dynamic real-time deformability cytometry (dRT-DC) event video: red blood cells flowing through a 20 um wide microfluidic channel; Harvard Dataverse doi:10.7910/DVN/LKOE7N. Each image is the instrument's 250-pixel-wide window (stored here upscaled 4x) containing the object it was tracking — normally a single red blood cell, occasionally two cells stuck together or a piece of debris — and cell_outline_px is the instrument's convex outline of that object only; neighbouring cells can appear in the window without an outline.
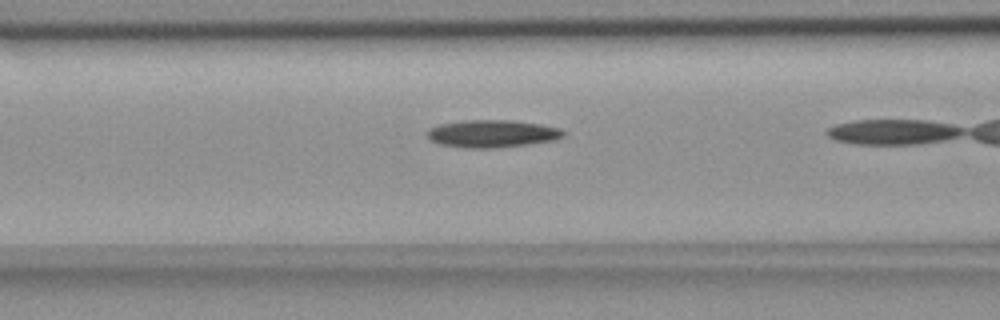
{"species": "common noctule bat (a hibernating species)", "species_latin": "Nyctalus noctula", "temperature_condition": "room temperature", "stored_images_in_passage": 16, "camera_frame_rate_fps": 3000, "um_per_image_px": 0.085, "animal": {"sex": "female", "body_mass_g": 18.4}, "frame": {"image": 1, "passage_image": 14, "time_ms": 4.333, "image_size_px": [1000, 320], "cell_outline_px": [[564, 136], [552, 140], [528, 144], [492, 148], [464, 148], [440, 144], [428, 140], [428, 128], [440, 124], [464, 120], [512, 120], [540, 124], [560, 128], [564, 132]], "centroid_in_image_um": [41.79, 11.36], "position_along_channel_um": 124.8, "area_um2": 21.79}}